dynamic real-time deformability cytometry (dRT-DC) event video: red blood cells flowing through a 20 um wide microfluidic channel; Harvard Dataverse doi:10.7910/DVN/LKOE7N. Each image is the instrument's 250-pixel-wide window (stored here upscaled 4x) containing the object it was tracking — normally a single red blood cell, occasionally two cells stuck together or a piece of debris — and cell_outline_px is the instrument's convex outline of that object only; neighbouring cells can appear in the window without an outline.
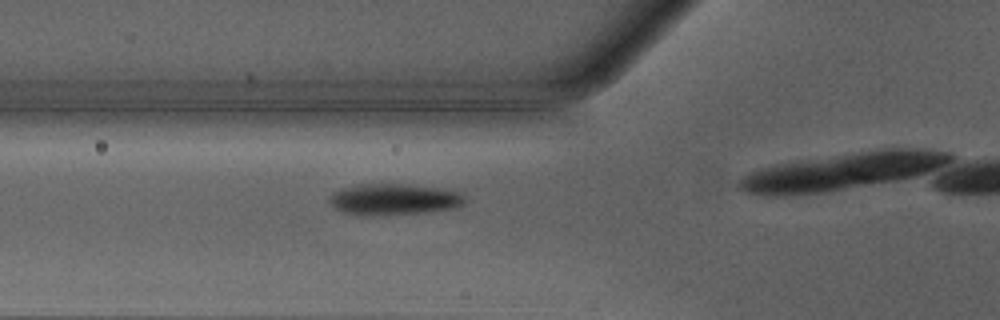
{"species": "Egyptian fruit bat (a non-hibernating species)", "species_latin": "Rousettus aegyptiacus", "temperature_condition": "warm", "stored_images_in_passage": 10, "camera_frame_rate_fps": 3000, "um_per_image_px": 0.085, "animal": {"sex": "male"}, "frame": {"image": 1, "passage_image": 7, "time_ms": 2.0, "image_size_px": [1000, 320], "cell_outline_px": [[468, 200], [464, 204], [452, 208], [424, 212], [372, 216], [360, 216], [340, 212], [328, 200], [332, 192], [340, 188], [356, 184], [404, 184], [436, 188], [460, 192]], "centroid_in_image_um": [33.42, 16.95], "position_along_channel_um": 92.4, "area_um2": 24.85}}